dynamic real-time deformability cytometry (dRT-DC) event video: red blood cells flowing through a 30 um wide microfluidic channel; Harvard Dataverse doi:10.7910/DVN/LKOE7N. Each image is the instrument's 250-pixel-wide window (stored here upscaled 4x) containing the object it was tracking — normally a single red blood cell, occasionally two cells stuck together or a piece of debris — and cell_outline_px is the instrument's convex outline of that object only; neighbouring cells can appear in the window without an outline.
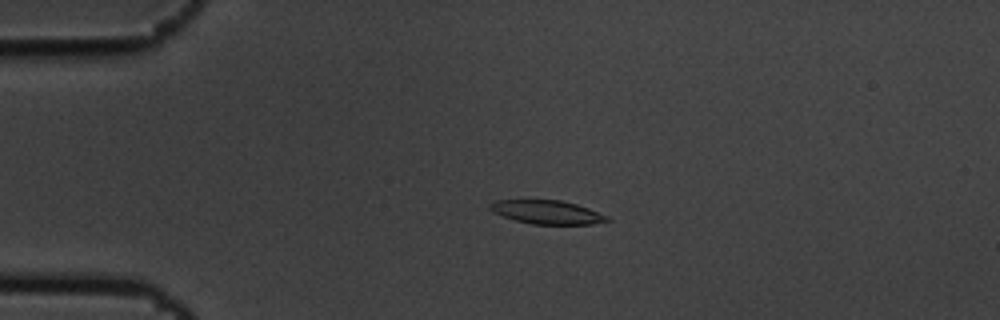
{"species": "common noctule bat (a hibernating species)", "species_latin": "Nyctalus noctula", "temperature_condition": "cold", "stored_images_in_passage": 4, "camera_frame_rate_fps": 3000, "um_per_image_px": 0.085, "animal": {"sex": "male", "body_mass_g": 19.5, "forearm_length_mm": 54.6}, "frame": {"image": 1, "passage_image": 3, "time_ms": 0.667, "image_size_px": [1000, 320], "cell_outline_px": [[612, 220], [592, 224], [532, 224], [516, 220], [492, 212], [488, 208], [488, 204], [496, 200], [560, 200], [576, 204], [588, 208], [608, 216]], "centroid_in_image_um": [46.49, 18.03], "position_along_channel_um": 38.5, "area_um2": 16.07}}